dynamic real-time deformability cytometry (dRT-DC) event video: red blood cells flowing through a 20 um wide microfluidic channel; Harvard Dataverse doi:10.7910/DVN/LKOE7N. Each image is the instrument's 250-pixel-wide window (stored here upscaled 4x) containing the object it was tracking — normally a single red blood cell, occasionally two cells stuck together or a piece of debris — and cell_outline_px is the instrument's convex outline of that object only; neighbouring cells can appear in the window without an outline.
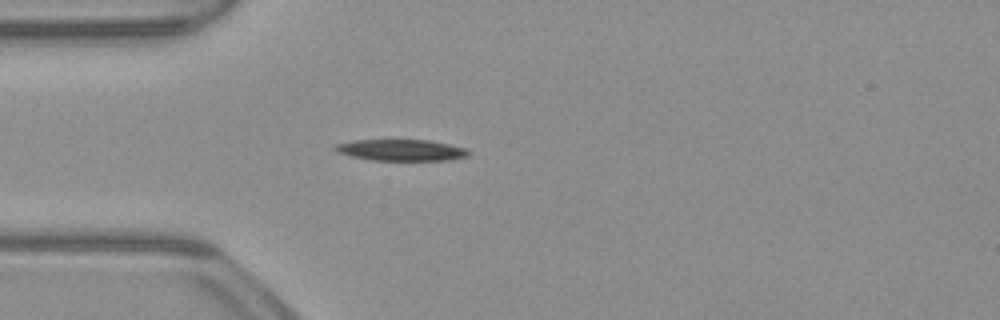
{"species": "common noctule bat (a hibernating species)", "species_latin": "Nyctalus noctula", "temperature_condition": "warm", "stored_images_in_passage": 39, "camera_frame_rate_fps": 3000, "um_per_image_px": 0.085, "animal": {"sex": "male", "body_mass_g": 23.1, "forearm_length_mm": 52.7}, "frame": {"image": 1, "passage_image": 4, "time_ms": 1.0, "image_size_px": [1000, 320], "cell_outline_px": [[468, 156], [448, 160], [372, 160], [352, 156], [336, 152], [332, 148], [332, 144], [352, 140], [428, 140], [448, 144], [464, 148], [468, 152]], "centroid_in_image_um": [34.0, 12.75], "position_along_channel_um": 51.0, "area_um2": 16.53}}
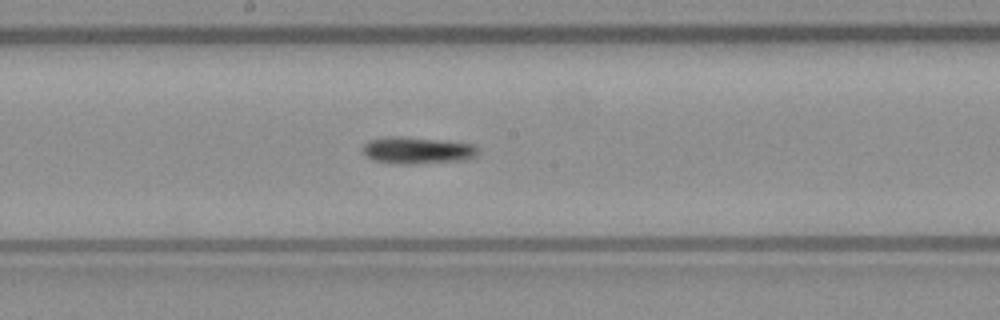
{"frame": {"image": 2, "passage_image": 17, "time_ms": 5.333, "image_size_px": [1000, 320], "cell_outline_px": [[480, 152], [476, 156], [468, 160], [412, 164], [392, 164], [372, 160], [364, 156], [364, 144], [368, 140], [384, 136], [404, 136], [476, 144], [480, 148]], "centroid_in_image_um": [35.5, 12.78], "position_along_channel_um": 212.7, "area_um2": 18.61}}
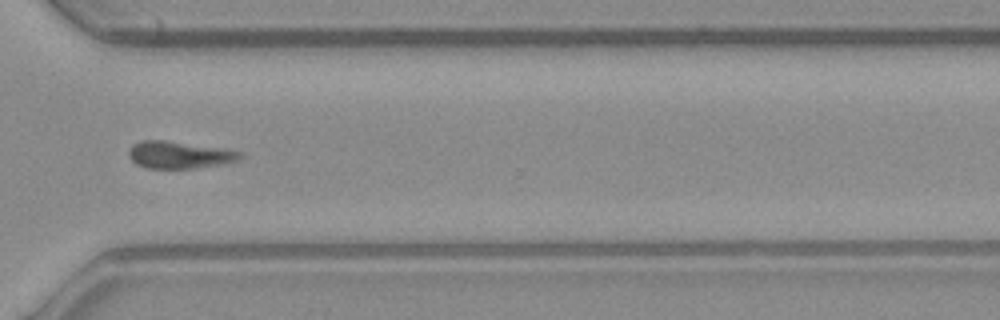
{"frame": {"image": 3, "passage_image": 28, "time_ms": 9.0, "image_size_px": [1000, 320], "cell_outline_px": [[244, 156], [240, 160], [224, 164], [196, 168], [144, 168], [136, 164], [128, 156], [128, 152], [132, 144], [140, 140], [164, 140], [224, 148], [244, 152]], "centroid_in_image_um": [15.28, 13.16], "position_along_channel_um": 355.3, "area_um2": 17.98}, "authors_computed_cell_mechanics": {"area_um2": 17.5134, "velocity_mm_per_s": 3.8978, "shape_relaxation_time_tau1_ms": 1.552, "shape_relaxation_time_tau2_ms": null, "deformation_change_tau1": 0.107, "deformation_change_tau2": null}}